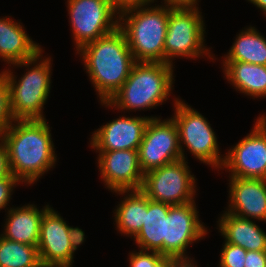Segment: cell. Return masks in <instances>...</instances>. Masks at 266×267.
Listing matches in <instances>:
<instances>
[{
	"mask_svg": "<svg viewBox=\"0 0 266 267\" xmlns=\"http://www.w3.org/2000/svg\"><path fill=\"white\" fill-rule=\"evenodd\" d=\"M236 36L223 61H241L266 66V38L252 26Z\"/></svg>",
	"mask_w": 266,
	"mask_h": 267,
	"instance_id": "23",
	"label": "cell"
},
{
	"mask_svg": "<svg viewBox=\"0 0 266 267\" xmlns=\"http://www.w3.org/2000/svg\"><path fill=\"white\" fill-rule=\"evenodd\" d=\"M0 267H43L37 246L14 242L0 235Z\"/></svg>",
	"mask_w": 266,
	"mask_h": 267,
	"instance_id": "24",
	"label": "cell"
},
{
	"mask_svg": "<svg viewBox=\"0 0 266 267\" xmlns=\"http://www.w3.org/2000/svg\"><path fill=\"white\" fill-rule=\"evenodd\" d=\"M254 6L258 7L266 16V0H248Z\"/></svg>",
	"mask_w": 266,
	"mask_h": 267,
	"instance_id": "36",
	"label": "cell"
},
{
	"mask_svg": "<svg viewBox=\"0 0 266 267\" xmlns=\"http://www.w3.org/2000/svg\"><path fill=\"white\" fill-rule=\"evenodd\" d=\"M67 5L75 51L118 28L119 14L109 0H67Z\"/></svg>",
	"mask_w": 266,
	"mask_h": 267,
	"instance_id": "9",
	"label": "cell"
},
{
	"mask_svg": "<svg viewBox=\"0 0 266 267\" xmlns=\"http://www.w3.org/2000/svg\"><path fill=\"white\" fill-rule=\"evenodd\" d=\"M173 64L135 62L128 78L108 102L101 105L117 110H149L169 99L173 88Z\"/></svg>",
	"mask_w": 266,
	"mask_h": 267,
	"instance_id": "3",
	"label": "cell"
},
{
	"mask_svg": "<svg viewBox=\"0 0 266 267\" xmlns=\"http://www.w3.org/2000/svg\"><path fill=\"white\" fill-rule=\"evenodd\" d=\"M118 195H124V200L114 210V219L117 231L131 238L135 237L145 218V194L139 190L115 191Z\"/></svg>",
	"mask_w": 266,
	"mask_h": 267,
	"instance_id": "22",
	"label": "cell"
},
{
	"mask_svg": "<svg viewBox=\"0 0 266 267\" xmlns=\"http://www.w3.org/2000/svg\"><path fill=\"white\" fill-rule=\"evenodd\" d=\"M164 5L171 9H182V8H199L197 5L199 0H163Z\"/></svg>",
	"mask_w": 266,
	"mask_h": 267,
	"instance_id": "33",
	"label": "cell"
},
{
	"mask_svg": "<svg viewBox=\"0 0 266 267\" xmlns=\"http://www.w3.org/2000/svg\"><path fill=\"white\" fill-rule=\"evenodd\" d=\"M216 222L226 243L240 246L247 251H266V233L252 219L224 211Z\"/></svg>",
	"mask_w": 266,
	"mask_h": 267,
	"instance_id": "19",
	"label": "cell"
},
{
	"mask_svg": "<svg viewBox=\"0 0 266 267\" xmlns=\"http://www.w3.org/2000/svg\"><path fill=\"white\" fill-rule=\"evenodd\" d=\"M153 267H171V256H163Z\"/></svg>",
	"mask_w": 266,
	"mask_h": 267,
	"instance_id": "35",
	"label": "cell"
},
{
	"mask_svg": "<svg viewBox=\"0 0 266 267\" xmlns=\"http://www.w3.org/2000/svg\"><path fill=\"white\" fill-rule=\"evenodd\" d=\"M50 131L46 119L15 120L1 135L12 175L22 184H34L55 167L57 155Z\"/></svg>",
	"mask_w": 266,
	"mask_h": 267,
	"instance_id": "1",
	"label": "cell"
},
{
	"mask_svg": "<svg viewBox=\"0 0 266 267\" xmlns=\"http://www.w3.org/2000/svg\"><path fill=\"white\" fill-rule=\"evenodd\" d=\"M101 102L121 88L136 62L124 33L114 32L82 46L77 52Z\"/></svg>",
	"mask_w": 266,
	"mask_h": 267,
	"instance_id": "2",
	"label": "cell"
},
{
	"mask_svg": "<svg viewBox=\"0 0 266 267\" xmlns=\"http://www.w3.org/2000/svg\"><path fill=\"white\" fill-rule=\"evenodd\" d=\"M150 118H156V116H119V118L100 126L93 132L90 147L95 149L96 152L138 151Z\"/></svg>",
	"mask_w": 266,
	"mask_h": 267,
	"instance_id": "14",
	"label": "cell"
},
{
	"mask_svg": "<svg viewBox=\"0 0 266 267\" xmlns=\"http://www.w3.org/2000/svg\"><path fill=\"white\" fill-rule=\"evenodd\" d=\"M244 267H266V251H247Z\"/></svg>",
	"mask_w": 266,
	"mask_h": 267,
	"instance_id": "30",
	"label": "cell"
},
{
	"mask_svg": "<svg viewBox=\"0 0 266 267\" xmlns=\"http://www.w3.org/2000/svg\"><path fill=\"white\" fill-rule=\"evenodd\" d=\"M146 5L119 14L118 28L124 33L136 62L164 63V43L171 8Z\"/></svg>",
	"mask_w": 266,
	"mask_h": 267,
	"instance_id": "4",
	"label": "cell"
},
{
	"mask_svg": "<svg viewBox=\"0 0 266 267\" xmlns=\"http://www.w3.org/2000/svg\"><path fill=\"white\" fill-rule=\"evenodd\" d=\"M230 177L266 179V116L256 119L252 131L225 154L221 169Z\"/></svg>",
	"mask_w": 266,
	"mask_h": 267,
	"instance_id": "10",
	"label": "cell"
},
{
	"mask_svg": "<svg viewBox=\"0 0 266 267\" xmlns=\"http://www.w3.org/2000/svg\"><path fill=\"white\" fill-rule=\"evenodd\" d=\"M246 253L244 248L224 241L219 267H244Z\"/></svg>",
	"mask_w": 266,
	"mask_h": 267,
	"instance_id": "26",
	"label": "cell"
},
{
	"mask_svg": "<svg viewBox=\"0 0 266 267\" xmlns=\"http://www.w3.org/2000/svg\"><path fill=\"white\" fill-rule=\"evenodd\" d=\"M42 53L43 50L32 59L12 64L28 67L18 81L11 69L1 71L10 88V108L15 120L45 119L43 110L51 90L52 65L50 56L44 59Z\"/></svg>",
	"mask_w": 266,
	"mask_h": 267,
	"instance_id": "5",
	"label": "cell"
},
{
	"mask_svg": "<svg viewBox=\"0 0 266 267\" xmlns=\"http://www.w3.org/2000/svg\"><path fill=\"white\" fill-rule=\"evenodd\" d=\"M154 1L155 0H109L110 4L118 14L132 8L151 5Z\"/></svg>",
	"mask_w": 266,
	"mask_h": 267,
	"instance_id": "29",
	"label": "cell"
},
{
	"mask_svg": "<svg viewBox=\"0 0 266 267\" xmlns=\"http://www.w3.org/2000/svg\"><path fill=\"white\" fill-rule=\"evenodd\" d=\"M68 232L69 225L50 206L42 216L37 244L43 267H72L74 253Z\"/></svg>",
	"mask_w": 266,
	"mask_h": 267,
	"instance_id": "13",
	"label": "cell"
},
{
	"mask_svg": "<svg viewBox=\"0 0 266 267\" xmlns=\"http://www.w3.org/2000/svg\"><path fill=\"white\" fill-rule=\"evenodd\" d=\"M98 153L97 165L105 188L113 193L141 189L144 173L139 164L138 151L114 150Z\"/></svg>",
	"mask_w": 266,
	"mask_h": 267,
	"instance_id": "15",
	"label": "cell"
},
{
	"mask_svg": "<svg viewBox=\"0 0 266 267\" xmlns=\"http://www.w3.org/2000/svg\"><path fill=\"white\" fill-rule=\"evenodd\" d=\"M15 121L10 108V88L0 73V137Z\"/></svg>",
	"mask_w": 266,
	"mask_h": 267,
	"instance_id": "25",
	"label": "cell"
},
{
	"mask_svg": "<svg viewBox=\"0 0 266 267\" xmlns=\"http://www.w3.org/2000/svg\"><path fill=\"white\" fill-rule=\"evenodd\" d=\"M173 102L175 113L172 118L178 128L182 159H186L183 149L186 146L196 159L220 170L225 156L220 153L218 140L211 124L182 99L175 98Z\"/></svg>",
	"mask_w": 266,
	"mask_h": 267,
	"instance_id": "6",
	"label": "cell"
},
{
	"mask_svg": "<svg viewBox=\"0 0 266 267\" xmlns=\"http://www.w3.org/2000/svg\"><path fill=\"white\" fill-rule=\"evenodd\" d=\"M159 252L139 250L129 253V267H153L161 258Z\"/></svg>",
	"mask_w": 266,
	"mask_h": 267,
	"instance_id": "27",
	"label": "cell"
},
{
	"mask_svg": "<svg viewBox=\"0 0 266 267\" xmlns=\"http://www.w3.org/2000/svg\"><path fill=\"white\" fill-rule=\"evenodd\" d=\"M229 178V206L225 212L266 223V179Z\"/></svg>",
	"mask_w": 266,
	"mask_h": 267,
	"instance_id": "16",
	"label": "cell"
},
{
	"mask_svg": "<svg viewBox=\"0 0 266 267\" xmlns=\"http://www.w3.org/2000/svg\"><path fill=\"white\" fill-rule=\"evenodd\" d=\"M69 239L72 247L73 253L77 250V248L84 242L85 233L79 227L69 226Z\"/></svg>",
	"mask_w": 266,
	"mask_h": 267,
	"instance_id": "32",
	"label": "cell"
},
{
	"mask_svg": "<svg viewBox=\"0 0 266 267\" xmlns=\"http://www.w3.org/2000/svg\"><path fill=\"white\" fill-rule=\"evenodd\" d=\"M195 261L187 257H171V267H198Z\"/></svg>",
	"mask_w": 266,
	"mask_h": 267,
	"instance_id": "34",
	"label": "cell"
},
{
	"mask_svg": "<svg viewBox=\"0 0 266 267\" xmlns=\"http://www.w3.org/2000/svg\"><path fill=\"white\" fill-rule=\"evenodd\" d=\"M21 183L13 175L0 179V210L7 209L8 203H10L11 195L17 184Z\"/></svg>",
	"mask_w": 266,
	"mask_h": 267,
	"instance_id": "28",
	"label": "cell"
},
{
	"mask_svg": "<svg viewBox=\"0 0 266 267\" xmlns=\"http://www.w3.org/2000/svg\"><path fill=\"white\" fill-rule=\"evenodd\" d=\"M49 207L46 205L40 210L34 204L10 207L7 209L4 232L0 235L14 242L37 246L42 216Z\"/></svg>",
	"mask_w": 266,
	"mask_h": 267,
	"instance_id": "18",
	"label": "cell"
},
{
	"mask_svg": "<svg viewBox=\"0 0 266 267\" xmlns=\"http://www.w3.org/2000/svg\"><path fill=\"white\" fill-rule=\"evenodd\" d=\"M198 213L195 201L170 205L165 219L163 256L187 257L188 246L205 237L208 231Z\"/></svg>",
	"mask_w": 266,
	"mask_h": 267,
	"instance_id": "12",
	"label": "cell"
},
{
	"mask_svg": "<svg viewBox=\"0 0 266 267\" xmlns=\"http://www.w3.org/2000/svg\"><path fill=\"white\" fill-rule=\"evenodd\" d=\"M170 205L150 200L145 195V218L142 228L134 237L140 250L155 251L163 255L165 219Z\"/></svg>",
	"mask_w": 266,
	"mask_h": 267,
	"instance_id": "20",
	"label": "cell"
},
{
	"mask_svg": "<svg viewBox=\"0 0 266 267\" xmlns=\"http://www.w3.org/2000/svg\"><path fill=\"white\" fill-rule=\"evenodd\" d=\"M198 8L171 9L164 43V63L173 64L175 57L201 58L211 55L205 46V23Z\"/></svg>",
	"mask_w": 266,
	"mask_h": 267,
	"instance_id": "7",
	"label": "cell"
},
{
	"mask_svg": "<svg viewBox=\"0 0 266 267\" xmlns=\"http://www.w3.org/2000/svg\"><path fill=\"white\" fill-rule=\"evenodd\" d=\"M184 159L163 165L143 176L141 191L150 199L169 205L195 201L196 177Z\"/></svg>",
	"mask_w": 266,
	"mask_h": 267,
	"instance_id": "8",
	"label": "cell"
},
{
	"mask_svg": "<svg viewBox=\"0 0 266 267\" xmlns=\"http://www.w3.org/2000/svg\"><path fill=\"white\" fill-rule=\"evenodd\" d=\"M224 77L239 93L247 96L266 97V66L241 61H222Z\"/></svg>",
	"mask_w": 266,
	"mask_h": 267,
	"instance_id": "21",
	"label": "cell"
},
{
	"mask_svg": "<svg viewBox=\"0 0 266 267\" xmlns=\"http://www.w3.org/2000/svg\"><path fill=\"white\" fill-rule=\"evenodd\" d=\"M7 17L0 18V59L11 66L34 58L43 49L29 37L21 22Z\"/></svg>",
	"mask_w": 266,
	"mask_h": 267,
	"instance_id": "17",
	"label": "cell"
},
{
	"mask_svg": "<svg viewBox=\"0 0 266 267\" xmlns=\"http://www.w3.org/2000/svg\"><path fill=\"white\" fill-rule=\"evenodd\" d=\"M144 174L182 159L178 128L173 118H150L138 148Z\"/></svg>",
	"mask_w": 266,
	"mask_h": 267,
	"instance_id": "11",
	"label": "cell"
},
{
	"mask_svg": "<svg viewBox=\"0 0 266 267\" xmlns=\"http://www.w3.org/2000/svg\"><path fill=\"white\" fill-rule=\"evenodd\" d=\"M12 175L9 157H8V150L5 143L0 138V179L6 178Z\"/></svg>",
	"mask_w": 266,
	"mask_h": 267,
	"instance_id": "31",
	"label": "cell"
}]
</instances>
